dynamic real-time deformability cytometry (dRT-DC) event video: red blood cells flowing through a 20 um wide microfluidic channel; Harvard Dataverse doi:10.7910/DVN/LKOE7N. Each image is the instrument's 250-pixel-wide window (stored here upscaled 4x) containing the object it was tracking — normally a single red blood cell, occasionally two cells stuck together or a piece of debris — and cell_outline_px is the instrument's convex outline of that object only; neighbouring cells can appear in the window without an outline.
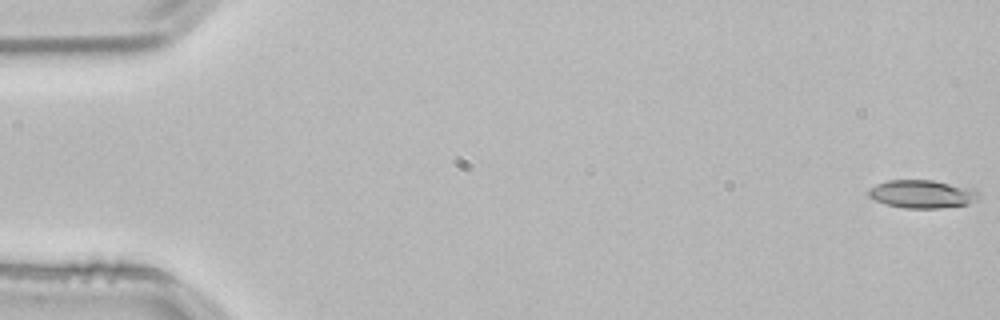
{"species": "common noctule bat (a hibernating species)", "species_latin": "Nyctalus noctula", "temperature_condition": "room temperature", "stored_images_in_passage": 13, "camera_frame_rate_fps": 3000, "um_per_image_px": 0.085, "animal": {"sex": "male", "body_mass_g": 21.5, "forearm_length_mm": 52.0}, "frame": {"image": 1, "passage_image": 1, "time_ms": 0.0, "image_size_px": [1000, 320], "cell_outline_px": [[980, 200], [968, 204], [940, 208], [904, 208], [884, 204], [868, 196], [868, 188], [876, 184], [888, 180], [932, 180], [976, 188], [980, 192]], "centroid_in_image_um": [78.44, 16.49], "position_along_channel_um": 6.6, "area_um2": 18.44}}